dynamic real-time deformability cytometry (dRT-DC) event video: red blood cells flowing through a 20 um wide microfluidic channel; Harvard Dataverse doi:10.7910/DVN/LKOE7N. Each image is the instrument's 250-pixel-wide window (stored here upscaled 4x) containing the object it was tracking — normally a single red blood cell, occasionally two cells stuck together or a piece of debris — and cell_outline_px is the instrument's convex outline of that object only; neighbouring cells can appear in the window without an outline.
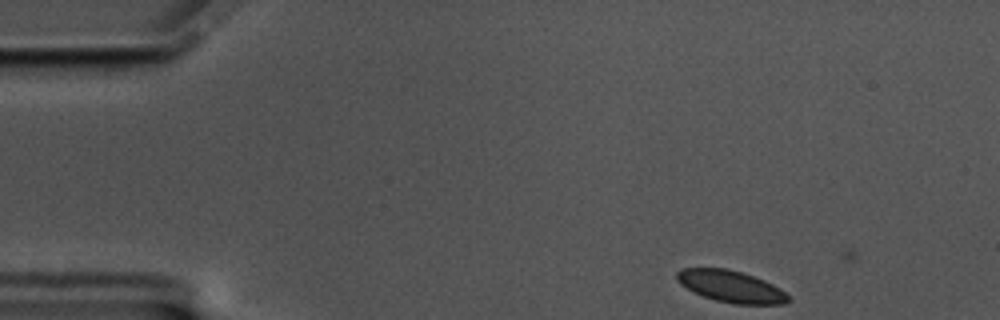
{"species": "common noctule bat (a hibernating species)", "species_latin": "Nyctalus noctula", "temperature_condition": "cold", "stored_images_in_passage": 4, "camera_frame_rate_fps": 3000, "um_per_image_px": 0.085, "animal": {"sex": "male", "body_mass_g": 17.5, "forearm_length_mm": 52.3}, "frame": {"image": 1, "passage_image": 1, "time_ms": 0.0, "image_size_px": [1000, 320], "cell_outline_px": [[792, 300], [784, 304], [736, 304], [716, 300], [692, 292], [680, 284], [676, 280], [676, 272], [680, 268], [728, 268], [764, 280], [780, 288]], "centroid_in_image_um": [62.1, 24.34], "position_along_channel_um": 22.9, "area_um2": 20.63}}